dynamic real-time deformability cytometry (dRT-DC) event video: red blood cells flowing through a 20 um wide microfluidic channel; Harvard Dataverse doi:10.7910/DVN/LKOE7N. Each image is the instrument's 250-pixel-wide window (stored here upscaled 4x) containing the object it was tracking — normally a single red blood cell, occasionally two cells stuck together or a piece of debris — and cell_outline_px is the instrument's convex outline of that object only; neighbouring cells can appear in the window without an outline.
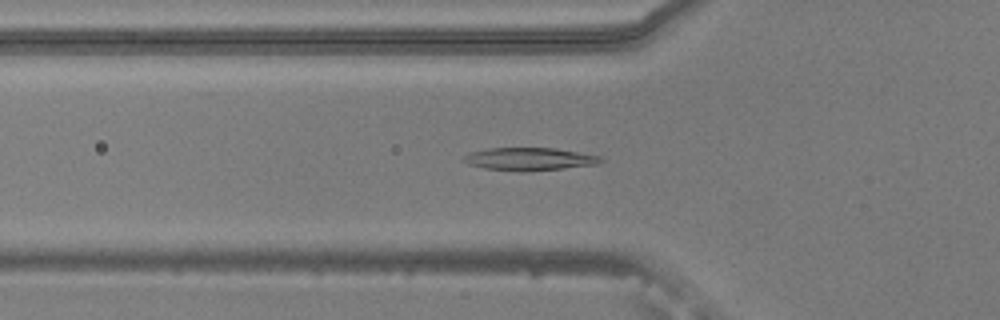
{"species": "common noctule bat (a hibernating species)", "species_latin": "Nyctalus noctula", "temperature_condition": "warm", "stored_images_in_passage": 16, "camera_frame_rate_fps": 3000, "um_per_image_px": 0.085, "animal": {"sex": "male", "body_mass_g": 20.5, "forearm_length_mm": 52.5}, "frame": {"image": 1, "passage_image": 7, "time_ms": 2.0, "image_size_px": [1000, 320], "cell_outline_px": [[604, 160], [600, 164], [564, 168], [484, 168], [468, 164], [460, 160], [468, 152], [488, 148], [556, 148], [600, 156]], "centroid_in_image_um": [45.0, 13.46], "position_along_channel_um": 80.8, "area_um2": 17.22}}
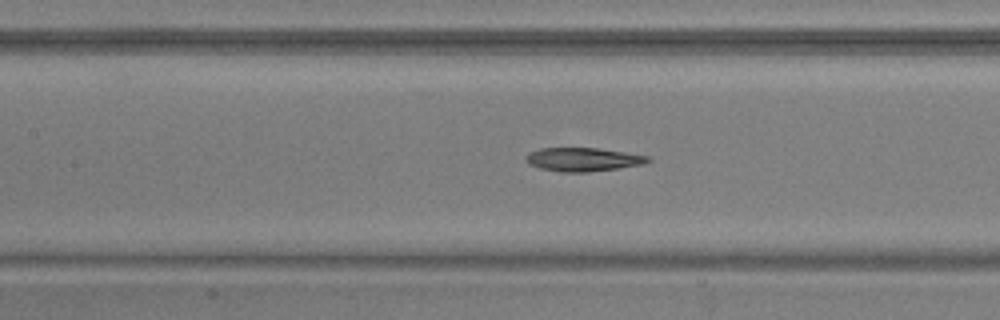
{"frame": {"image": 2, "passage_image": 13, "time_ms": 4.0, "image_size_px": [1000, 320], "cell_outline_px": [[652, 160], [644, 164], [588, 172], [560, 172], [540, 168], [528, 164], [524, 160], [524, 156], [528, 152], [540, 148], [596, 148], [624, 152], [648, 156]], "centroid_in_image_um": [49.49, 13.55], "position_along_channel_um": 157.9, "area_um2": 16.82}}
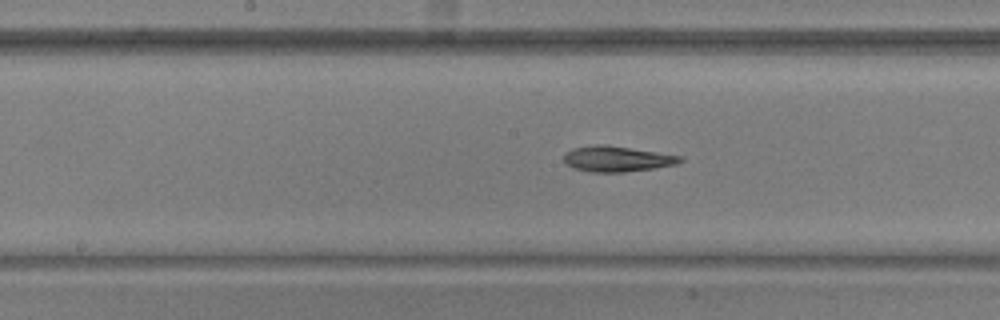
{"frame": {"image": 3, "passage_image": 16, "time_ms": 5.0, "image_size_px": [1000, 320], "cell_outline_px": [[684, 160], [676, 164], [656, 168], [624, 172], [588, 172], [572, 168], [564, 160], [564, 152], [572, 148], [592, 144], [604, 144], [684, 156]], "centroid_in_image_um": [52.43, 13.5], "position_along_channel_um": 195.8, "area_um2": 17.57}}